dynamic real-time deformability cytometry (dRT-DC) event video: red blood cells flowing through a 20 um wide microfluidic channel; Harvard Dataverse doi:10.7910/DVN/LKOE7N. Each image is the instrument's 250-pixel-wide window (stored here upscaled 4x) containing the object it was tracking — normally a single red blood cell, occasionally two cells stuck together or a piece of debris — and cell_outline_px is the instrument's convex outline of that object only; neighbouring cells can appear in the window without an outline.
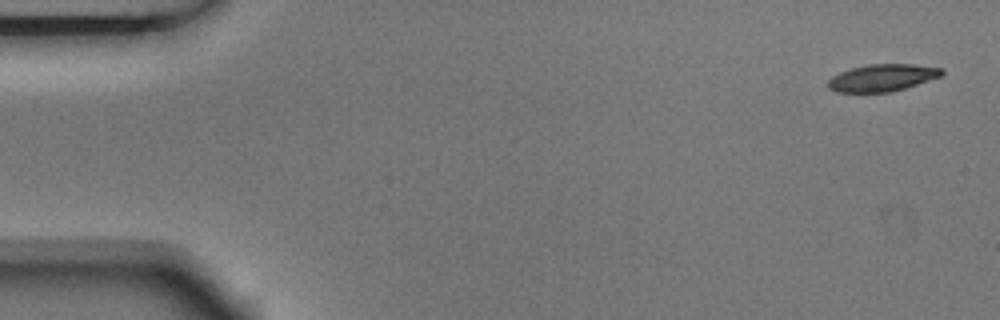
{"species": "Egyptian fruit bat (a non-hibernating species)", "species_latin": "Rousettus aegyptiacus", "temperature_condition": "room temperature", "stored_images_in_passage": 4, "camera_frame_rate_fps": 3000, "um_per_image_px": 0.085, "animal": {"sex": "male"}, "frame": {"image": 1, "passage_image": 1, "time_ms": 0.0, "image_size_px": [1000, 320], "cell_outline_px": [[944, 72], [940, 76], [892, 92], [836, 92], [828, 88], [828, 80], [832, 76], [840, 72], [852, 68], [868, 64], [912, 64], [944, 68]], "centroid_in_image_um": [74.97, 6.6], "position_along_channel_um": 10.0, "area_um2": 17.86}}
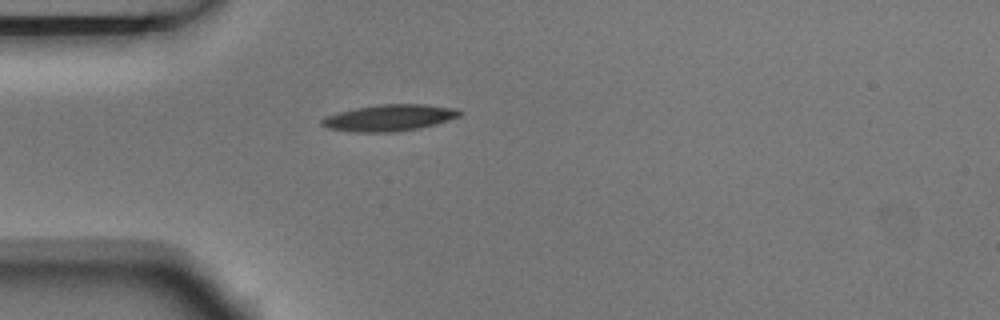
{"frame": {"image": 2, "passage_image": 4, "time_ms": 1.0, "image_size_px": [1000, 320], "cell_outline_px": [[460, 116], [448, 120], [420, 128], [392, 132], [352, 132], [328, 128], [320, 124], [320, 120], [324, 116], [356, 108], [380, 104], [424, 104], [456, 108], [460, 112]], "centroid_in_image_um": [33.06, 10.01], "position_along_channel_um": 51.9, "area_um2": 21.15}}